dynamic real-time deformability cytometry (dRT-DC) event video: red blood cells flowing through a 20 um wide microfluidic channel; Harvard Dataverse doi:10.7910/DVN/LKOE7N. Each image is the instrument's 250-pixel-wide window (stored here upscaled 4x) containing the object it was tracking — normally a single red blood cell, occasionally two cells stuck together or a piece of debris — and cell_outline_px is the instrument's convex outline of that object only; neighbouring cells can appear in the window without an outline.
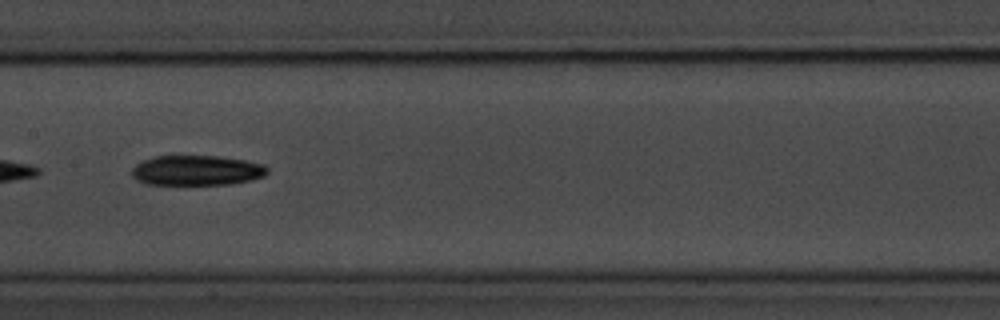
{"species": "common noctule bat (a hibernating species)", "species_latin": "Nyctalus noctula", "temperature_condition": "room temperature", "stored_images_in_passage": 38, "camera_frame_rate_fps": 3000, "um_per_image_px": 0.085, "animal": {"sex": "male", "body_mass_g": 20.1, "forearm_length_mm": 53.5}, "frame": {"image": 1, "passage_image": 27, "time_ms": 8.667, "image_size_px": [1000, 320], "cell_outline_px": [[268, 172], [264, 176], [252, 180], [228, 184], [148, 184], [136, 180], [132, 176], [132, 168], [136, 164], [152, 156], [216, 156], [244, 160], [264, 164], [268, 168]], "centroid_in_image_um": [16.72, 14.48], "position_along_channel_um": 190.7, "area_um2": 23.7}}